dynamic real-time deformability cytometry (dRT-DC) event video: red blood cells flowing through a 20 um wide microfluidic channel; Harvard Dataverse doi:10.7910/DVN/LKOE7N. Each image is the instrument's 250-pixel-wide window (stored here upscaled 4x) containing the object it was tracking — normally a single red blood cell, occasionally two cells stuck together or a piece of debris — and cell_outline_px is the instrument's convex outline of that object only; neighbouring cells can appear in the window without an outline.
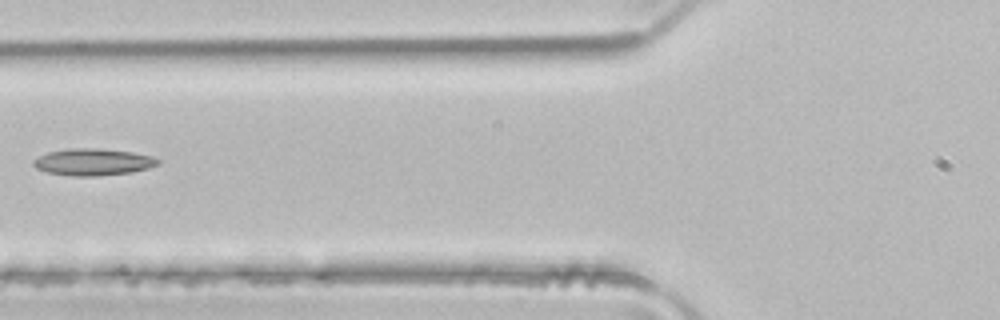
{"species": "common noctule bat (a hibernating species)", "species_latin": "Nyctalus noctula", "temperature_condition": "room temperature", "stored_images_in_passage": 3, "camera_frame_rate_fps": 3000, "um_per_image_px": 0.085, "animal": {"sex": "male", "body_mass_g": 21.5, "forearm_length_mm": 52.0}, "frame": {"image": 1, "passage_image": 3, "time_ms": 0.667, "image_size_px": [1000, 320], "cell_outline_px": [[160, 164], [148, 168], [132, 172], [96, 176], [72, 176], [48, 172], [36, 168], [32, 164], [32, 160], [48, 152], [68, 148], [96, 148], [132, 152], [152, 156], [160, 160]], "centroid_in_image_um": [7.91, 13.77], "position_along_channel_um": 117.9, "area_um2": 19.48}}